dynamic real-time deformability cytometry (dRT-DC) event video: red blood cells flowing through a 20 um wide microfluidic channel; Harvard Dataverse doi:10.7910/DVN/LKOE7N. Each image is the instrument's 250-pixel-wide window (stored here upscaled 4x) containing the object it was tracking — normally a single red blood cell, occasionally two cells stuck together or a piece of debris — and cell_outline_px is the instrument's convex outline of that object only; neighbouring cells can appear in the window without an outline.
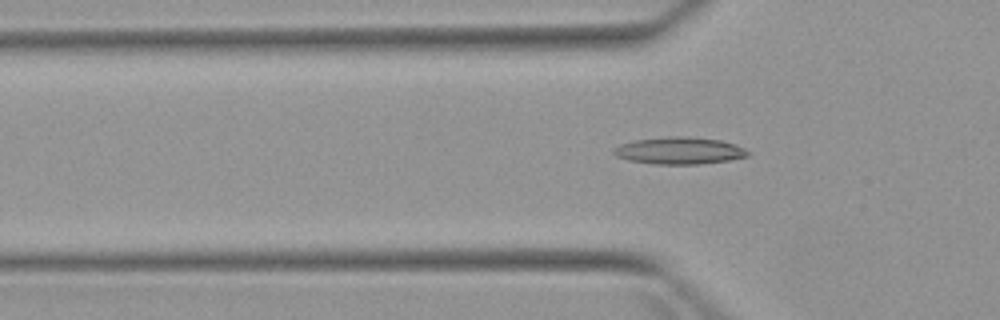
{"species": "Egyptian fruit bat (a non-hibernating species)", "species_latin": "Rousettus aegyptiacus", "temperature_condition": "warm", "stored_images_in_passage": 7, "camera_frame_rate_fps": 3000, "um_per_image_px": 0.085, "animal": {"sex": "female"}, "frame": {"image": 1, "passage_image": 6, "time_ms": 7.0, "image_size_px": [1000, 320], "cell_outline_px": [[748, 156], [728, 160], [700, 164], [652, 164], [628, 160], [616, 156], [612, 152], [612, 148], [620, 144], [636, 140], [668, 136], [688, 136], [720, 140], [736, 144], [744, 148], [748, 152]], "centroid_in_image_um": [57.71, 12.8], "position_along_channel_um": 68.1, "area_um2": 21.21}}